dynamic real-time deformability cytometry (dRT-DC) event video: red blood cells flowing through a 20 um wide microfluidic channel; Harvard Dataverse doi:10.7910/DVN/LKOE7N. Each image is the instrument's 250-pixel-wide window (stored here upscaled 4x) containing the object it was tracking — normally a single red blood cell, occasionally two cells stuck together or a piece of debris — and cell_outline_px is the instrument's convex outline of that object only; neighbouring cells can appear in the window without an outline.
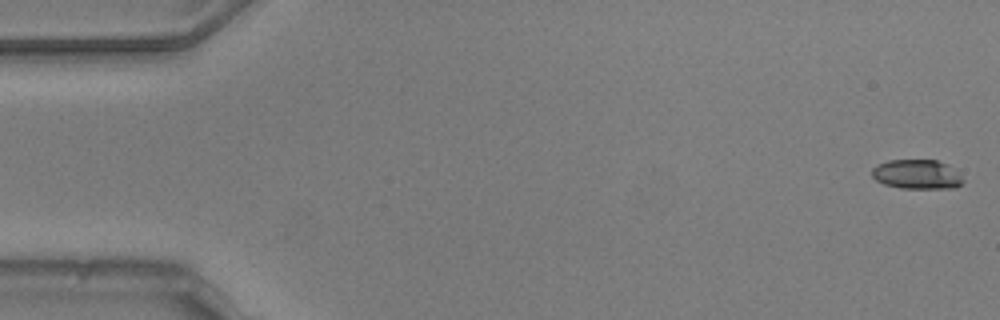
{"species": "common noctule bat (a hibernating species)", "species_latin": "Nyctalus noctula", "temperature_condition": "warm", "stored_images_in_passage": 6, "camera_frame_rate_fps": 3000, "um_per_image_px": 0.085, "animal": {"sex": "male", "body_mass_g": 20.5, "forearm_length_mm": 52.5}, "frame": {"image": 1, "passage_image": 1, "time_ms": 0.0, "image_size_px": [1000, 320], "cell_outline_px": [[964, 180], [956, 188], [900, 188], [884, 184], [876, 180], [872, 176], [872, 168], [876, 164], [888, 160], [936, 160], [948, 164]], "centroid_in_image_um": [77.91, 14.81], "position_along_channel_um": 7.1, "area_um2": 15.61}}